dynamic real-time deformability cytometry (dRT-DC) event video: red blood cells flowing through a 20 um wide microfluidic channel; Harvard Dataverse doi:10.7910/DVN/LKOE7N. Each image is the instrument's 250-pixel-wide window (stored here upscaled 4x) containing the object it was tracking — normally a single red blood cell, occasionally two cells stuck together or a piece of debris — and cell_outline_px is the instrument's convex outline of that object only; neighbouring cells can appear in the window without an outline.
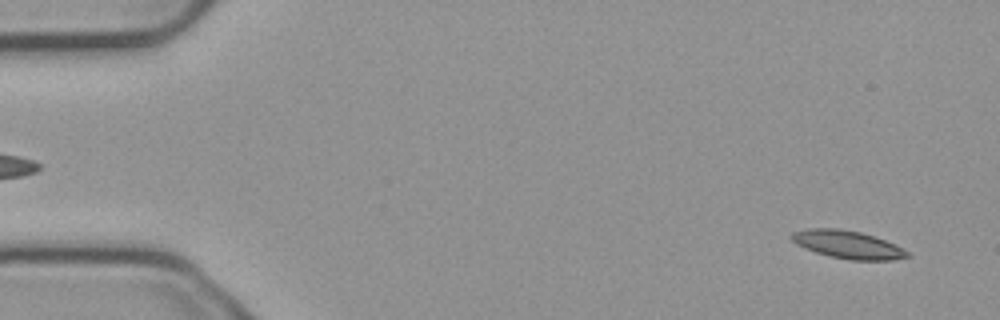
{"species": "common noctule bat (a hibernating species)", "species_latin": "Nyctalus noctula", "temperature_condition": "cold", "stored_images_in_passage": 5, "camera_frame_rate_fps": 3000, "um_per_image_px": 0.085, "animal": {"sex": "male", "body_mass_g": 23.1, "forearm_length_mm": 52.7}, "frame": {"image": 1, "passage_image": 1, "time_ms": 0.0, "image_size_px": [1000, 320], "cell_outline_px": [[908, 256], [892, 260], [848, 260], [828, 256], [804, 248], [796, 244], [788, 236], [792, 232], [808, 228], [836, 228], [860, 232], [884, 240], [908, 252]], "centroid_in_image_um": [71.96, 20.79], "position_along_channel_um": 13.0, "area_um2": 18.61}}
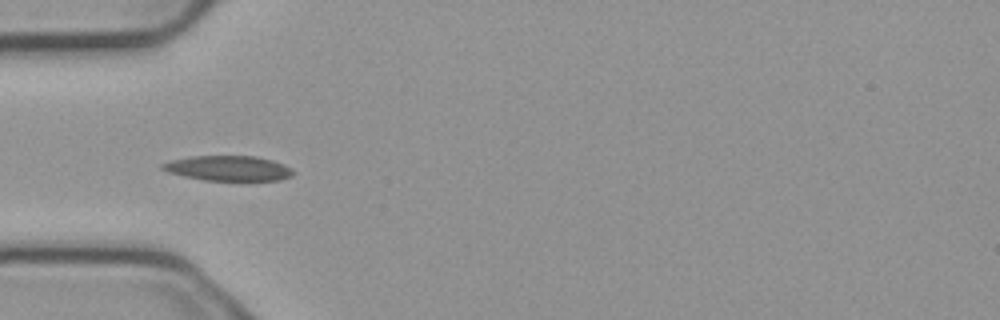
{"frame": {"image": 2, "passage_image": 5, "time_ms": 1.333, "image_size_px": [1000, 320], "cell_outline_px": [[296, 172], [292, 176], [280, 180], [204, 180], [184, 176], [168, 172], [160, 168], [160, 164], [172, 160], [192, 156], [256, 156], [272, 160], [284, 164], [292, 168]], "centroid_in_image_um": [19.44, 14.3], "position_along_channel_um": 65.6, "area_um2": 19.13}}